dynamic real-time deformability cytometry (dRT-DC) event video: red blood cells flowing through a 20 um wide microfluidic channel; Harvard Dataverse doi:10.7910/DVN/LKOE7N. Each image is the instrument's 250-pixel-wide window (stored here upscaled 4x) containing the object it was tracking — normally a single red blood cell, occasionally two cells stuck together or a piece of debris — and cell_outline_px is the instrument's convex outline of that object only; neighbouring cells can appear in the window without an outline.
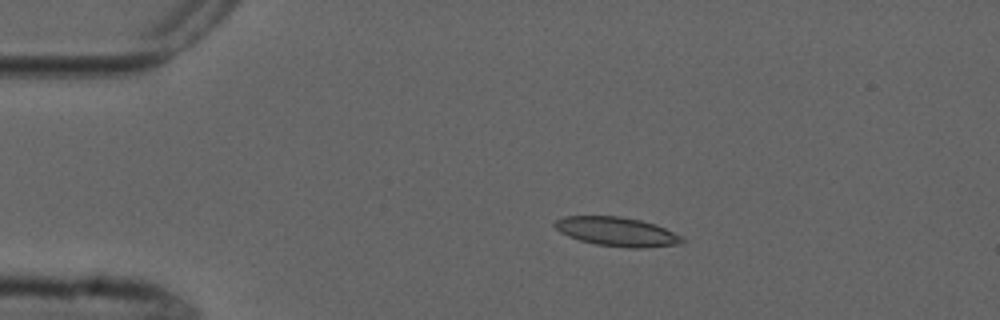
{"species": "common noctule bat (a hibernating species)", "species_latin": "Nyctalus noctula", "temperature_condition": "cold", "stored_images_in_passage": 6, "camera_frame_rate_fps": 3000, "um_per_image_px": 0.085, "animal": {"sex": "male", "forearm_length_mm": 52.5}, "frame": {"image": 1, "passage_image": 3, "time_ms": 3.333, "image_size_px": [1000, 320], "cell_outline_px": [[688, 240], [684, 244], [644, 248], [628, 248], [596, 244], [580, 240], [568, 236], [560, 232], [552, 224], [556, 220], [564, 216], [620, 216], [640, 220], [656, 224], [684, 236]], "centroid_in_image_um": [52.52, 19.7], "position_along_channel_um": 32.5, "area_um2": 21.96}}
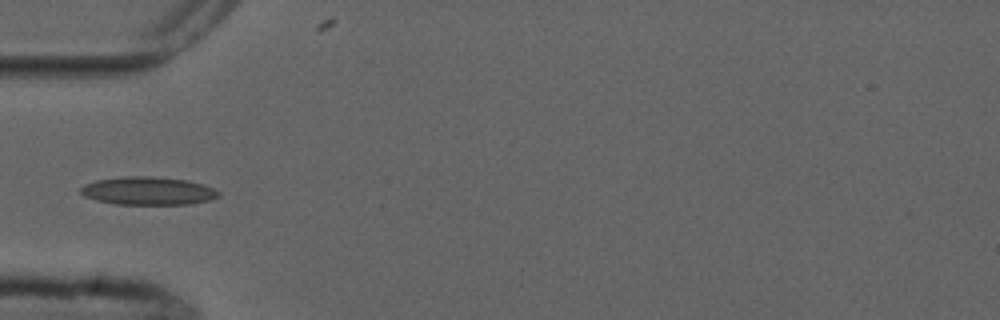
{"frame": {"image": 2, "passage_image": 5, "time_ms": 5.667, "image_size_px": [1000, 320], "cell_outline_px": [[220, 196], [212, 200], [192, 204], [116, 204], [96, 200], [84, 196], [80, 192], [80, 188], [84, 184], [96, 180], [124, 176], [152, 176], [188, 180], [212, 188], [220, 192]], "centroid_in_image_um": [12.58, 16.22], "position_along_channel_um": 72.4, "area_um2": 22.66}}